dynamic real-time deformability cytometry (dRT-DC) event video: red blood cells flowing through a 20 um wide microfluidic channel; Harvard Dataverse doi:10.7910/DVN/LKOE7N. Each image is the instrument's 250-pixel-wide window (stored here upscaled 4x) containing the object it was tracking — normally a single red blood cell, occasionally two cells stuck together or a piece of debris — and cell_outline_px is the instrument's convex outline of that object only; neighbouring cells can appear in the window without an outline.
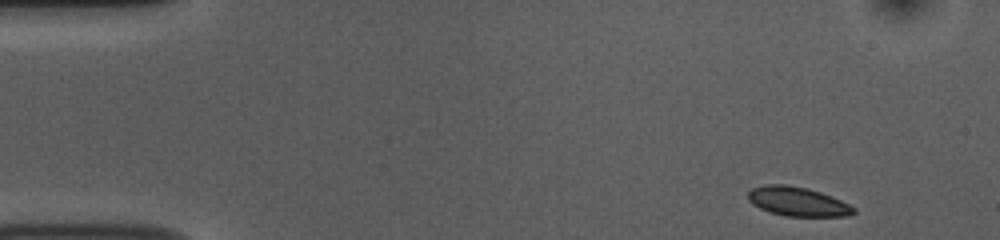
{"species": "common noctule bat (a hibernating species)", "species_latin": "Nyctalus noctula", "temperature_condition": "room temperature", "stored_images_in_passage": 49, "camera_frame_rate_fps": 3000, "um_per_image_px": 0.085, "animal": {"sex": "female", "body_mass_g": 10.0, "forearm_length_mm": 53.1}, "frame": {"image": 1, "passage_image": 1, "time_ms": 0.0, "image_size_px": [1000, 240], "cell_outline_px": [[856, 212], [848, 216], [784, 216], [768, 212], [752, 204], [748, 200], [748, 192], [752, 188], [764, 184], [784, 184], [808, 188], [832, 196], [856, 208]], "centroid_in_image_um": [67.78, 17.13], "position_along_channel_um": 17.2, "area_um2": 18.09}}
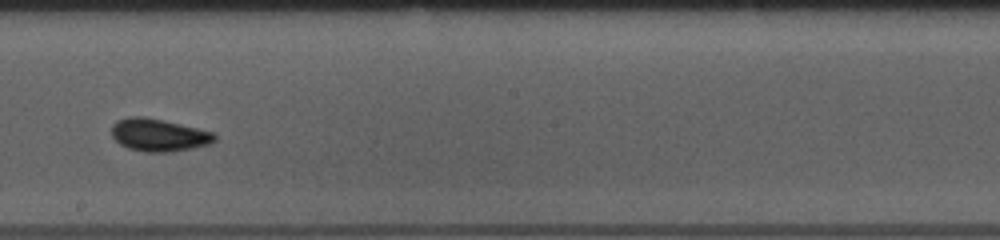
{"frame": {"image": 2, "passage_image": 26, "time_ms": 8.333, "image_size_px": [1000, 240], "cell_outline_px": [[216, 140], [208, 144], [192, 148], [172, 152], [144, 152], [128, 148], [120, 144], [112, 136], [112, 124], [116, 120], [128, 116], [144, 116], [164, 120], [216, 132]], "centroid_in_image_um": [13.49, 11.46], "position_along_channel_um": 234.7, "area_um2": 19.83}}
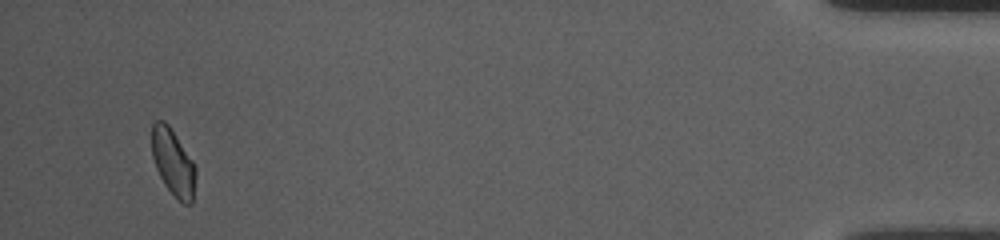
{"frame": {"image": 3, "passage_image": 47, "time_ms": 15.333, "image_size_px": [1000, 240], "cell_outline_px": [[196, 176], [192, 204], [184, 204], [164, 184], [156, 168], [152, 156], [152, 124], [156, 120], [164, 120], [168, 124], [192, 160], [196, 168]], "centroid_in_image_um": [14.71, 13.79], "position_along_channel_um": 420.5, "area_um2": 16.82}, "authors_computed_cell_mechanics": {"area_um2": 18.207, "velocity_mm_per_s": 3.7471, "shape_relaxation_time_tau1_ms": 6.2401, "shape_relaxation_time_tau2_ms": 1.5642, "deformation_change_tau1": 0.1081, "deformation_change_tau2": 0.0581}}